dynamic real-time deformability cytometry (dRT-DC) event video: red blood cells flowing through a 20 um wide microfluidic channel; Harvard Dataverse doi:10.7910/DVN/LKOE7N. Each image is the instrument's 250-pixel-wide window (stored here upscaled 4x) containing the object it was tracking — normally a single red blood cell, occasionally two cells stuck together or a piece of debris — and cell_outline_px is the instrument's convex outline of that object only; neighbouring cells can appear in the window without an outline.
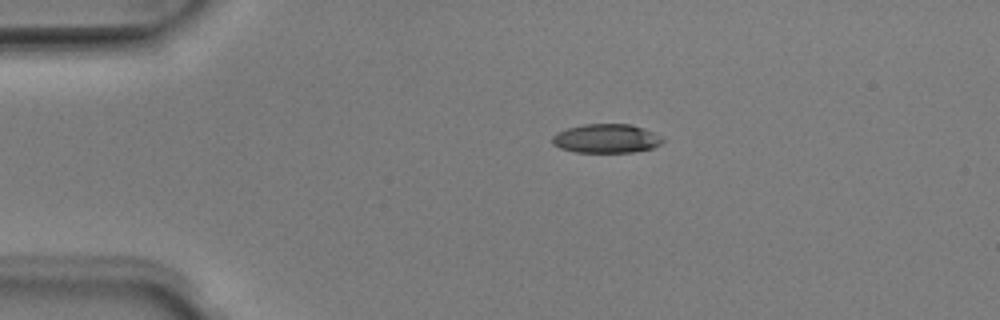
{"species": "Egyptian fruit bat (a non-hibernating species)", "species_latin": "Rousettus aegyptiacus", "temperature_condition": "room temperature", "stored_images_in_passage": 41, "camera_frame_rate_fps": 3000, "um_per_image_px": 0.085, "animal": {"sex": "male"}, "frame": {"image": 1, "passage_image": 1, "time_ms": 0.0, "image_size_px": [1000, 320], "cell_outline_px": [[664, 140], [660, 144], [652, 148], [632, 152], [576, 152], [560, 148], [552, 144], [552, 136], [556, 132], [568, 128], [584, 124], [632, 124], [644, 128], [664, 136]], "centroid_in_image_um": [51.55, 11.77], "position_along_channel_um": 33.4, "area_um2": 18.79}}
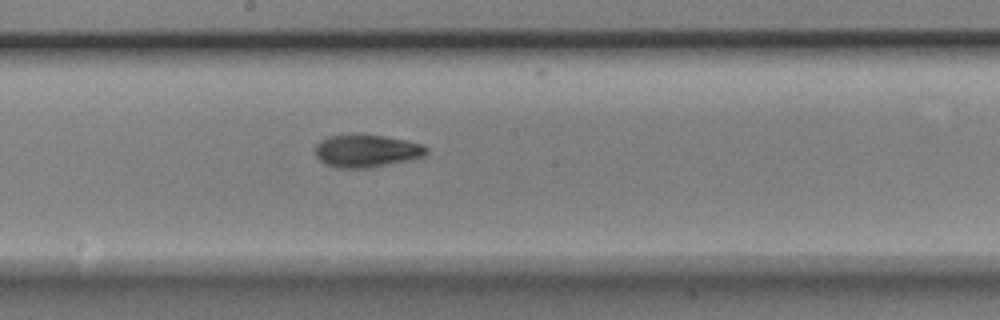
{"frame": {"image": 2, "passage_image": 18, "time_ms": 5.667, "image_size_px": [1000, 320], "cell_outline_px": [[428, 152], [424, 156], [408, 160], [372, 168], [336, 168], [324, 164], [316, 156], [316, 144], [320, 140], [328, 136], [384, 136], [408, 140], [424, 144], [428, 148]], "centroid_in_image_um": [31.18, 12.85], "position_along_channel_um": 217.0, "area_um2": 21.04}}
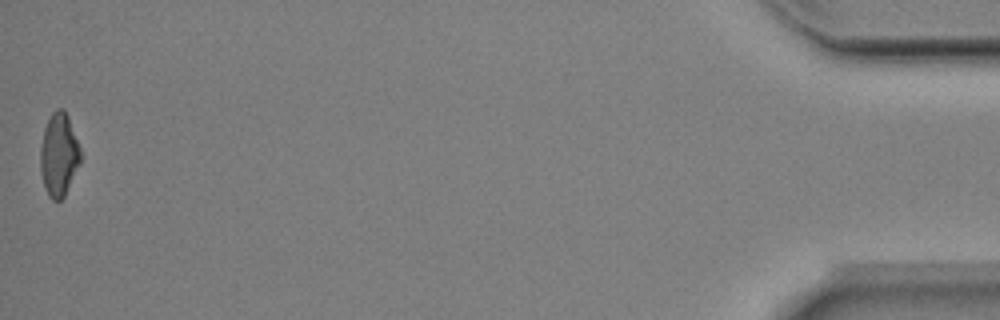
{"frame": {"image": 3, "passage_image": 41, "time_ms": 13.333, "image_size_px": [1000, 320], "cell_outline_px": [[80, 164], [64, 196], [60, 200], [52, 200], [48, 196], [40, 172], [40, 148], [44, 128], [52, 112], [56, 108], [64, 108], [68, 116], [80, 148]], "centroid_in_image_um": [4.99, 13.14], "position_along_channel_um": 430.2, "area_um2": 19.42}, "authors_computed_cell_mechanics": {"area_um2": 19.8254, "velocity_mm_per_s": 4.0245, "shape_relaxation_time_tau1_ms": 3.2589, "shape_relaxation_time_tau2_ms": 3.4911, "deformation_change_tau1": 0.164, "deformation_change_tau2": 0.1041}}